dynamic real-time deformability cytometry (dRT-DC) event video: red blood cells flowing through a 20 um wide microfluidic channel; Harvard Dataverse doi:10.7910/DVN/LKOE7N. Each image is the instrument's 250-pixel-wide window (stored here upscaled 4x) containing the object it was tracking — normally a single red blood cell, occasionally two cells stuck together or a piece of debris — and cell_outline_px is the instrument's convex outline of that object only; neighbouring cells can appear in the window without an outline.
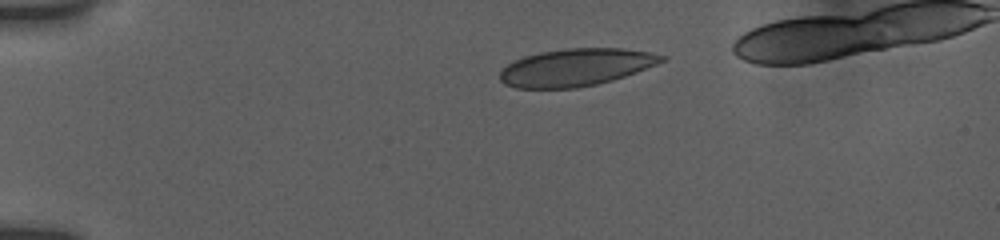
{"species": "human", "species_latin": "Homo sapiens", "temperature_condition": "room temperature", "stored_images_in_passage": 39, "camera_frame_rate_fps": 3000, "um_per_image_px": 0.085, "donor": {"sex": "female"}, "frame": {"image": 1, "passage_image": 1, "time_ms": 0.0, "image_size_px": [1000, 240], "cell_outline_px": [[668, 60], [636, 72], [612, 80], [596, 84], [576, 88], [516, 88], [504, 84], [500, 80], [500, 72], [512, 60], [524, 56], [540, 52], [568, 48], [620, 48], [648, 52], [668, 56]], "centroid_in_image_um": [48.96, 5.72], "position_along_channel_um": 36.0, "area_um2": 35.26}}
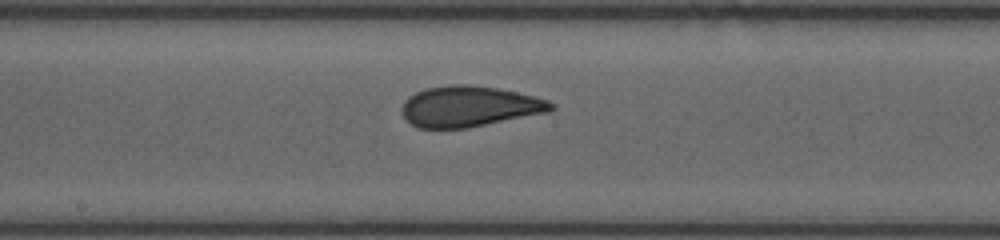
{"frame": {"image": 2, "passage_image": 18, "time_ms": 6.0, "image_size_px": [1000, 240], "cell_outline_px": [[556, 108], [548, 112], [468, 128], [420, 128], [412, 124], [404, 116], [400, 108], [404, 100], [408, 96], [416, 92], [428, 88], [448, 84], [468, 84], [496, 88], [516, 92], [548, 100], [556, 104]], "centroid_in_image_um": [39.89, 9.04], "position_along_channel_um": 208.3, "area_um2": 35.43}}
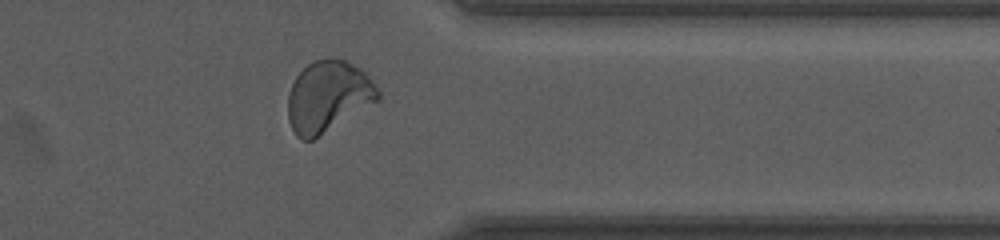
{"frame": {"image": 3, "passage_image": 32, "time_ms": 10.667, "image_size_px": [1000, 240], "cell_outline_px": [[380, 100], [312, 140], [300, 140], [296, 136], [288, 120], [288, 92], [296, 76], [308, 64], [316, 60], [332, 56], [336, 56], [360, 68], [368, 76], [380, 92]], "centroid_in_image_um": [27.88, 8.19], "position_along_channel_um": 383.5, "area_um2": 37.45}}